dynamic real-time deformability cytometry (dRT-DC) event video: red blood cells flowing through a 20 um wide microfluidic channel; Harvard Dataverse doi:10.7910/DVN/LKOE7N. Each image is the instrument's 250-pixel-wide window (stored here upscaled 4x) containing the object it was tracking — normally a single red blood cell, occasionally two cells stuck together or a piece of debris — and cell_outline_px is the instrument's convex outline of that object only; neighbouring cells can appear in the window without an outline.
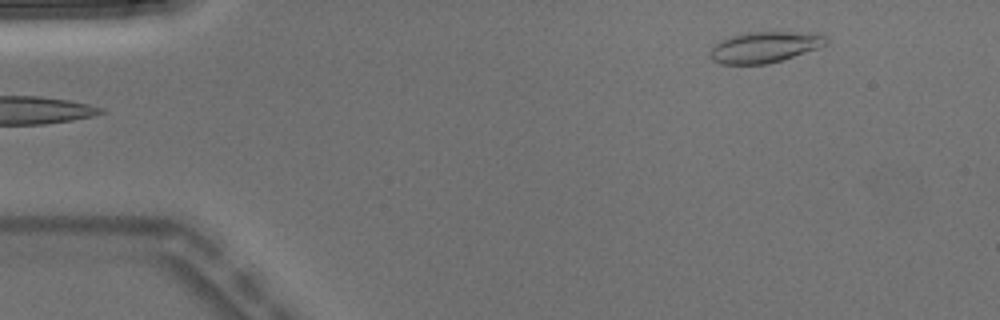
{"species": "Egyptian fruit bat (a non-hibernating species)", "species_latin": "Rousettus aegyptiacus", "temperature_condition": "warm", "stored_images_in_passage": 4, "camera_frame_rate_fps": 3000, "um_per_image_px": 0.085, "animal": {"sex": "male"}, "frame": {"image": 1, "passage_image": 4, "time_ms": 1.0, "image_size_px": [1000, 320], "cell_outline_px": [[828, 44], [768, 64], [720, 64], [712, 60], [708, 56], [712, 48], [720, 40], [728, 36], [748, 32], [816, 32], [828, 36]], "centroid_in_image_um": [64.99, 3.99], "position_along_channel_um": 20.0, "area_um2": 21.04}}